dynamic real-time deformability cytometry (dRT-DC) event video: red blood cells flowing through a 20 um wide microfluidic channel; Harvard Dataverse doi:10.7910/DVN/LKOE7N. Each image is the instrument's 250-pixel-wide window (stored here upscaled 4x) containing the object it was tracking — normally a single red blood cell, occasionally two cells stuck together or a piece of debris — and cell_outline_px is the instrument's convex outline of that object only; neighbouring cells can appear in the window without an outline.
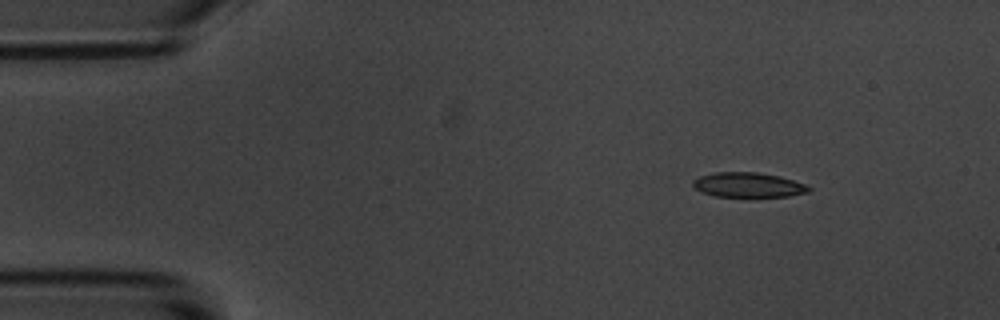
{"species": "common noctule bat (a hibernating species)", "species_latin": "Nyctalus noctula", "temperature_condition": "room temperature", "stored_images_in_passage": 6, "camera_frame_rate_fps": 3000, "um_per_image_px": 0.085, "animal": {"sex": "male", "body_mass_g": 20.1, "forearm_length_mm": 53.5}, "frame": {"image": 1, "passage_image": 2, "time_ms": 1.0, "image_size_px": [1000, 320], "cell_outline_px": [[812, 188], [808, 192], [788, 196], [752, 200], [716, 196], [704, 192], [696, 188], [692, 184], [692, 180], [700, 176], [716, 172], [756, 172], [780, 176], [804, 184]], "centroid_in_image_um": [63.62, 15.77], "position_along_channel_um": 21.4, "area_um2": 17.46}}
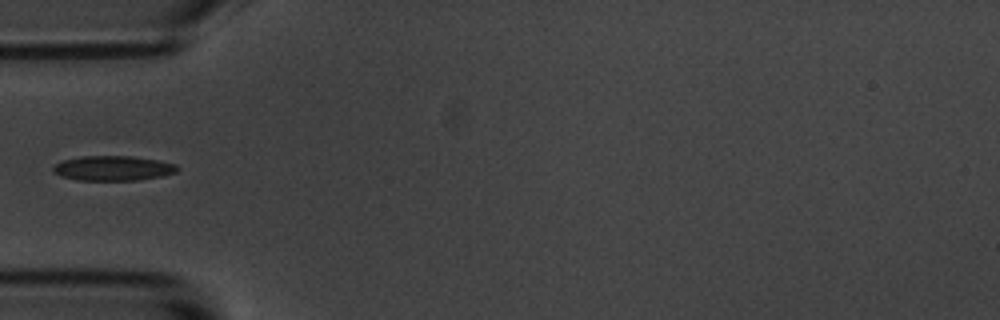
{"frame": {"image": 2, "passage_image": 5, "time_ms": 4.667, "image_size_px": [1000, 320], "cell_outline_px": [[180, 168], [176, 172], [164, 176], [136, 180], [76, 180], [60, 176], [52, 172], [52, 168], [56, 164], [64, 160], [84, 156], [132, 156], [156, 160], [176, 164]], "centroid_in_image_um": [9.61, 14.3], "position_along_channel_um": 75.4, "area_um2": 17.98}}